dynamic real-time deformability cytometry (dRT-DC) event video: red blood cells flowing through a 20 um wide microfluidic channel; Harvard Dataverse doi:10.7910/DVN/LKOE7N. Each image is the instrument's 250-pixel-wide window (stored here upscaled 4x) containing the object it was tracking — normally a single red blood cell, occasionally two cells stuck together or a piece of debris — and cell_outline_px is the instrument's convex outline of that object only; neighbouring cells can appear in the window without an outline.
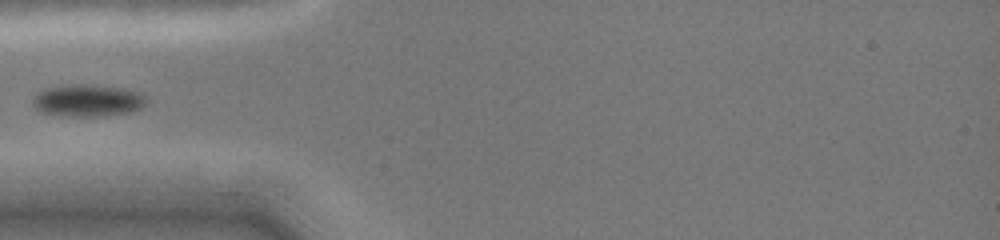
{"species": "common noctule bat (a hibernating species)", "species_latin": "Nyctalus noctula", "temperature_condition": "cold", "stored_images_in_passage": 7, "camera_frame_rate_fps": 3000, "um_per_image_px": 0.085, "animal": {"sex": "female", "body_mass_g": 19.0, "forearm_length_mm": 51.5}, "frame": {"image": 1, "passage_image": 1, "time_ms": 0.0, "image_size_px": [1000, 240], "cell_outline_px": [[148, 100], [140, 108], [128, 112], [108, 116], [60, 116], [36, 112], [32, 104], [32, 100], [36, 92], [44, 88], [80, 84], [120, 88], [140, 92]], "centroid_in_image_um": [7.37, 8.57], "position_along_channel_um": 77.6, "area_um2": 21.39}}
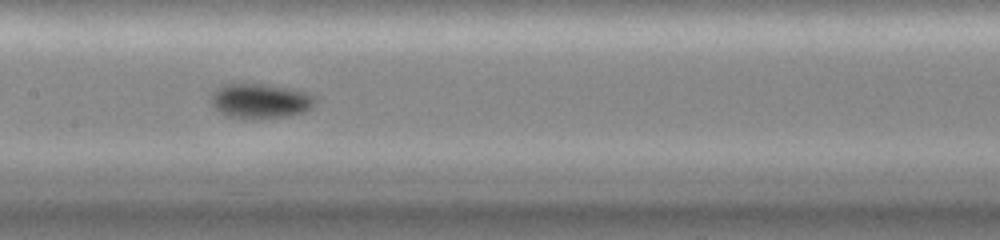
{"frame": {"image": 2, "passage_image": 4, "time_ms": 2.667, "image_size_px": [1000, 240], "cell_outline_px": [[316, 104], [304, 112], [288, 116], [260, 120], [252, 120], [228, 116], [220, 112], [208, 100], [224, 84], [264, 84], [304, 92], [316, 96]], "centroid_in_image_um": [22.15, 8.62], "position_along_channel_um": 185.3, "area_um2": 21.1}}
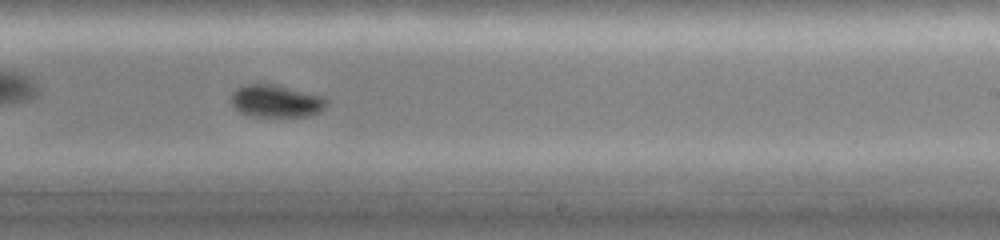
{"frame": {"image": 3, "passage_image": 6, "time_ms": 4.667, "image_size_px": [1000, 240], "cell_outline_px": [[328, 104], [320, 112], [308, 116], [248, 116], [232, 108], [228, 100], [232, 92], [236, 88], [248, 84], [272, 84], [324, 96], [328, 100]], "centroid_in_image_um": [23.42, 8.6], "position_along_channel_um": 265.6, "area_um2": 18.32}}